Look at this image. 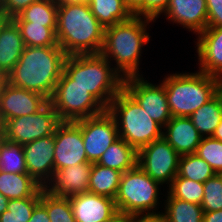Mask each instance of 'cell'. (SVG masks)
<instances>
[{"mask_svg":"<svg viewBox=\"0 0 222 222\" xmlns=\"http://www.w3.org/2000/svg\"><path fill=\"white\" fill-rule=\"evenodd\" d=\"M128 222H168L163 212L128 216Z\"/></svg>","mask_w":222,"mask_h":222,"instance_id":"ab89813d","label":"cell"},{"mask_svg":"<svg viewBox=\"0 0 222 222\" xmlns=\"http://www.w3.org/2000/svg\"><path fill=\"white\" fill-rule=\"evenodd\" d=\"M160 185L138 164L133 169L122 173L114 199L118 212L127 216L159 213L154 211L159 204Z\"/></svg>","mask_w":222,"mask_h":222,"instance_id":"52a82bcc","label":"cell"},{"mask_svg":"<svg viewBox=\"0 0 222 222\" xmlns=\"http://www.w3.org/2000/svg\"><path fill=\"white\" fill-rule=\"evenodd\" d=\"M41 187L28 173L0 171V193L8 199L32 197Z\"/></svg>","mask_w":222,"mask_h":222,"instance_id":"cb8c5ba5","label":"cell"},{"mask_svg":"<svg viewBox=\"0 0 222 222\" xmlns=\"http://www.w3.org/2000/svg\"><path fill=\"white\" fill-rule=\"evenodd\" d=\"M0 171L25 174L27 172L25 153L22 144L0 141Z\"/></svg>","mask_w":222,"mask_h":222,"instance_id":"f546056e","label":"cell"},{"mask_svg":"<svg viewBox=\"0 0 222 222\" xmlns=\"http://www.w3.org/2000/svg\"><path fill=\"white\" fill-rule=\"evenodd\" d=\"M7 76L0 72V95L3 90L4 85L7 83Z\"/></svg>","mask_w":222,"mask_h":222,"instance_id":"c3c4849f","label":"cell"},{"mask_svg":"<svg viewBox=\"0 0 222 222\" xmlns=\"http://www.w3.org/2000/svg\"><path fill=\"white\" fill-rule=\"evenodd\" d=\"M180 155L164 139L154 140L138 151L137 164L161 185H171L177 176Z\"/></svg>","mask_w":222,"mask_h":222,"instance_id":"30bf717a","label":"cell"},{"mask_svg":"<svg viewBox=\"0 0 222 222\" xmlns=\"http://www.w3.org/2000/svg\"><path fill=\"white\" fill-rule=\"evenodd\" d=\"M1 7H2V0H0V12H1Z\"/></svg>","mask_w":222,"mask_h":222,"instance_id":"f907efd6","label":"cell"},{"mask_svg":"<svg viewBox=\"0 0 222 222\" xmlns=\"http://www.w3.org/2000/svg\"><path fill=\"white\" fill-rule=\"evenodd\" d=\"M55 170L89 162L83 145L82 131L73 121H61L54 132Z\"/></svg>","mask_w":222,"mask_h":222,"instance_id":"4fadbf2b","label":"cell"},{"mask_svg":"<svg viewBox=\"0 0 222 222\" xmlns=\"http://www.w3.org/2000/svg\"><path fill=\"white\" fill-rule=\"evenodd\" d=\"M28 222H50L46 208L40 202L35 206Z\"/></svg>","mask_w":222,"mask_h":222,"instance_id":"60d3db41","label":"cell"},{"mask_svg":"<svg viewBox=\"0 0 222 222\" xmlns=\"http://www.w3.org/2000/svg\"><path fill=\"white\" fill-rule=\"evenodd\" d=\"M204 196L201 207L203 212L218 211L222 209V180L215 174L203 183Z\"/></svg>","mask_w":222,"mask_h":222,"instance_id":"d590c367","label":"cell"},{"mask_svg":"<svg viewBox=\"0 0 222 222\" xmlns=\"http://www.w3.org/2000/svg\"><path fill=\"white\" fill-rule=\"evenodd\" d=\"M123 88L162 127L172 118L162 83L154 85L142 76L128 77L124 79Z\"/></svg>","mask_w":222,"mask_h":222,"instance_id":"7c38bea8","label":"cell"},{"mask_svg":"<svg viewBox=\"0 0 222 222\" xmlns=\"http://www.w3.org/2000/svg\"><path fill=\"white\" fill-rule=\"evenodd\" d=\"M49 103L61 121H78L102 114L107 109L87 90L72 84V79L63 71Z\"/></svg>","mask_w":222,"mask_h":222,"instance_id":"ba28073f","label":"cell"},{"mask_svg":"<svg viewBox=\"0 0 222 222\" xmlns=\"http://www.w3.org/2000/svg\"><path fill=\"white\" fill-rule=\"evenodd\" d=\"M43 189L41 187L32 197L9 199L7 210L0 215V222H28L40 202Z\"/></svg>","mask_w":222,"mask_h":222,"instance_id":"1f68e13d","label":"cell"},{"mask_svg":"<svg viewBox=\"0 0 222 222\" xmlns=\"http://www.w3.org/2000/svg\"><path fill=\"white\" fill-rule=\"evenodd\" d=\"M162 84L172 117H189L222 89V80L201 71L170 74Z\"/></svg>","mask_w":222,"mask_h":222,"instance_id":"5b68a950","label":"cell"},{"mask_svg":"<svg viewBox=\"0 0 222 222\" xmlns=\"http://www.w3.org/2000/svg\"><path fill=\"white\" fill-rule=\"evenodd\" d=\"M126 6L130 9V11L134 14L144 3L145 0H124Z\"/></svg>","mask_w":222,"mask_h":222,"instance_id":"7bdbcfd3","label":"cell"},{"mask_svg":"<svg viewBox=\"0 0 222 222\" xmlns=\"http://www.w3.org/2000/svg\"><path fill=\"white\" fill-rule=\"evenodd\" d=\"M57 4H66V3H84L89 0H55Z\"/></svg>","mask_w":222,"mask_h":222,"instance_id":"7dc6e473","label":"cell"},{"mask_svg":"<svg viewBox=\"0 0 222 222\" xmlns=\"http://www.w3.org/2000/svg\"><path fill=\"white\" fill-rule=\"evenodd\" d=\"M196 154L204 159L216 174L222 172V141L210 137H202Z\"/></svg>","mask_w":222,"mask_h":222,"instance_id":"e575fe53","label":"cell"},{"mask_svg":"<svg viewBox=\"0 0 222 222\" xmlns=\"http://www.w3.org/2000/svg\"><path fill=\"white\" fill-rule=\"evenodd\" d=\"M167 19L179 23L196 35L207 28L206 0H169Z\"/></svg>","mask_w":222,"mask_h":222,"instance_id":"d6986e66","label":"cell"},{"mask_svg":"<svg viewBox=\"0 0 222 222\" xmlns=\"http://www.w3.org/2000/svg\"><path fill=\"white\" fill-rule=\"evenodd\" d=\"M104 32L88 2L58 4L56 38L67 56L100 54Z\"/></svg>","mask_w":222,"mask_h":222,"instance_id":"6da1fadb","label":"cell"},{"mask_svg":"<svg viewBox=\"0 0 222 222\" xmlns=\"http://www.w3.org/2000/svg\"><path fill=\"white\" fill-rule=\"evenodd\" d=\"M197 37L199 71L222 80V27L206 28Z\"/></svg>","mask_w":222,"mask_h":222,"instance_id":"ac0fdd59","label":"cell"},{"mask_svg":"<svg viewBox=\"0 0 222 222\" xmlns=\"http://www.w3.org/2000/svg\"><path fill=\"white\" fill-rule=\"evenodd\" d=\"M215 174L212 167L196 153L180 156L177 176L204 183Z\"/></svg>","mask_w":222,"mask_h":222,"instance_id":"4dcf8cb0","label":"cell"},{"mask_svg":"<svg viewBox=\"0 0 222 222\" xmlns=\"http://www.w3.org/2000/svg\"><path fill=\"white\" fill-rule=\"evenodd\" d=\"M164 139L181 155L195 154L202 136L190 117H172L163 127ZM167 130V131H166Z\"/></svg>","mask_w":222,"mask_h":222,"instance_id":"ffe728a7","label":"cell"},{"mask_svg":"<svg viewBox=\"0 0 222 222\" xmlns=\"http://www.w3.org/2000/svg\"><path fill=\"white\" fill-rule=\"evenodd\" d=\"M48 102L42 94L12 86L7 82L0 95V114L5 123L19 116L37 113Z\"/></svg>","mask_w":222,"mask_h":222,"instance_id":"5bb4252c","label":"cell"},{"mask_svg":"<svg viewBox=\"0 0 222 222\" xmlns=\"http://www.w3.org/2000/svg\"><path fill=\"white\" fill-rule=\"evenodd\" d=\"M203 222H222V209L218 211L204 212Z\"/></svg>","mask_w":222,"mask_h":222,"instance_id":"b9f144b4","label":"cell"},{"mask_svg":"<svg viewBox=\"0 0 222 222\" xmlns=\"http://www.w3.org/2000/svg\"><path fill=\"white\" fill-rule=\"evenodd\" d=\"M9 199L0 193V215L7 210Z\"/></svg>","mask_w":222,"mask_h":222,"instance_id":"f6af8a7d","label":"cell"},{"mask_svg":"<svg viewBox=\"0 0 222 222\" xmlns=\"http://www.w3.org/2000/svg\"><path fill=\"white\" fill-rule=\"evenodd\" d=\"M105 222H128V216L118 212L115 216Z\"/></svg>","mask_w":222,"mask_h":222,"instance_id":"ee69618b","label":"cell"},{"mask_svg":"<svg viewBox=\"0 0 222 222\" xmlns=\"http://www.w3.org/2000/svg\"><path fill=\"white\" fill-rule=\"evenodd\" d=\"M75 122L81 128L83 145L91 163H97L108 147L119 138L117 123L108 110Z\"/></svg>","mask_w":222,"mask_h":222,"instance_id":"8fae6325","label":"cell"},{"mask_svg":"<svg viewBox=\"0 0 222 222\" xmlns=\"http://www.w3.org/2000/svg\"><path fill=\"white\" fill-rule=\"evenodd\" d=\"M64 72L72 79V84L85 88L106 109L123 89V77L101 54L67 56Z\"/></svg>","mask_w":222,"mask_h":222,"instance_id":"277c9868","label":"cell"},{"mask_svg":"<svg viewBox=\"0 0 222 222\" xmlns=\"http://www.w3.org/2000/svg\"><path fill=\"white\" fill-rule=\"evenodd\" d=\"M60 122L57 112L48 102L37 113L7 120L4 125V139L23 145L39 138L54 135Z\"/></svg>","mask_w":222,"mask_h":222,"instance_id":"9c48e42d","label":"cell"},{"mask_svg":"<svg viewBox=\"0 0 222 222\" xmlns=\"http://www.w3.org/2000/svg\"><path fill=\"white\" fill-rule=\"evenodd\" d=\"M168 192L174 198L201 205L204 196V187L203 183L175 176L169 186Z\"/></svg>","mask_w":222,"mask_h":222,"instance_id":"836d02e7","label":"cell"},{"mask_svg":"<svg viewBox=\"0 0 222 222\" xmlns=\"http://www.w3.org/2000/svg\"><path fill=\"white\" fill-rule=\"evenodd\" d=\"M57 9L58 4L55 0H40L29 5L12 20L14 22H32V24L50 27L56 33Z\"/></svg>","mask_w":222,"mask_h":222,"instance_id":"4316f807","label":"cell"},{"mask_svg":"<svg viewBox=\"0 0 222 222\" xmlns=\"http://www.w3.org/2000/svg\"><path fill=\"white\" fill-rule=\"evenodd\" d=\"M20 29L25 47H60L56 33L50 27L32 24V22H15Z\"/></svg>","mask_w":222,"mask_h":222,"instance_id":"f1b7e54d","label":"cell"},{"mask_svg":"<svg viewBox=\"0 0 222 222\" xmlns=\"http://www.w3.org/2000/svg\"><path fill=\"white\" fill-rule=\"evenodd\" d=\"M54 135L23 144L28 174L44 187L51 179L54 165Z\"/></svg>","mask_w":222,"mask_h":222,"instance_id":"9a60e30c","label":"cell"},{"mask_svg":"<svg viewBox=\"0 0 222 222\" xmlns=\"http://www.w3.org/2000/svg\"><path fill=\"white\" fill-rule=\"evenodd\" d=\"M92 14L104 28L128 21L134 16L124 0H89Z\"/></svg>","mask_w":222,"mask_h":222,"instance_id":"d4e9b609","label":"cell"},{"mask_svg":"<svg viewBox=\"0 0 222 222\" xmlns=\"http://www.w3.org/2000/svg\"><path fill=\"white\" fill-rule=\"evenodd\" d=\"M40 203L46 208L50 222H76L69 197L51 195L43 189Z\"/></svg>","mask_w":222,"mask_h":222,"instance_id":"d6a6232c","label":"cell"},{"mask_svg":"<svg viewBox=\"0 0 222 222\" xmlns=\"http://www.w3.org/2000/svg\"><path fill=\"white\" fill-rule=\"evenodd\" d=\"M212 137L218 139L219 141H222V119L220 124L216 127Z\"/></svg>","mask_w":222,"mask_h":222,"instance_id":"bcb514c9","label":"cell"},{"mask_svg":"<svg viewBox=\"0 0 222 222\" xmlns=\"http://www.w3.org/2000/svg\"><path fill=\"white\" fill-rule=\"evenodd\" d=\"M164 215L168 222H203L201 205L174 198L167 191Z\"/></svg>","mask_w":222,"mask_h":222,"instance_id":"83f0119b","label":"cell"},{"mask_svg":"<svg viewBox=\"0 0 222 222\" xmlns=\"http://www.w3.org/2000/svg\"><path fill=\"white\" fill-rule=\"evenodd\" d=\"M122 172L92 163L88 192L115 199Z\"/></svg>","mask_w":222,"mask_h":222,"instance_id":"484cf974","label":"cell"},{"mask_svg":"<svg viewBox=\"0 0 222 222\" xmlns=\"http://www.w3.org/2000/svg\"><path fill=\"white\" fill-rule=\"evenodd\" d=\"M153 20L133 16L128 21L105 28L104 41L100 54L109 62L115 60L114 69L126 79L138 77L142 47L150 40L147 25ZM110 58V59H109Z\"/></svg>","mask_w":222,"mask_h":222,"instance_id":"3957f363","label":"cell"},{"mask_svg":"<svg viewBox=\"0 0 222 222\" xmlns=\"http://www.w3.org/2000/svg\"><path fill=\"white\" fill-rule=\"evenodd\" d=\"M207 28L222 27V0H206Z\"/></svg>","mask_w":222,"mask_h":222,"instance_id":"f35d334b","label":"cell"},{"mask_svg":"<svg viewBox=\"0 0 222 222\" xmlns=\"http://www.w3.org/2000/svg\"><path fill=\"white\" fill-rule=\"evenodd\" d=\"M76 222H105L118 213L115 200L84 192L69 197Z\"/></svg>","mask_w":222,"mask_h":222,"instance_id":"e0dca14e","label":"cell"},{"mask_svg":"<svg viewBox=\"0 0 222 222\" xmlns=\"http://www.w3.org/2000/svg\"><path fill=\"white\" fill-rule=\"evenodd\" d=\"M107 110L115 118L119 137L137 152L163 137V127L124 88L114 97Z\"/></svg>","mask_w":222,"mask_h":222,"instance_id":"8992f818","label":"cell"},{"mask_svg":"<svg viewBox=\"0 0 222 222\" xmlns=\"http://www.w3.org/2000/svg\"><path fill=\"white\" fill-rule=\"evenodd\" d=\"M20 29L12 19L0 18V72L8 76L23 54Z\"/></svg>","mask_w":222,"mask_h":222,"instance_id":"44dd1931","label":"cell"},{"mask_svg":"<svg viewBox=\"0 0 222 222\" xmlns=\"http://www.w3.org/2000/svg\"><path fill=\"white\" fill-rule=\"evenodd\" d=\"M40 0H2L0 18L13 19L32 3Z\"/></svg>","mask_w":222,"mask_h":222,"instance_id":"74e56055","label":"cell"},{"mask_svg":"<svg viewBox=\"0 0 222 222\" xmlns=\"http://www.w3.org/2000/svg\"><path fill=\"white\" fill-rule=\"evenodd\" d=\"M137 157L138 152L119 137L102 154L97 163L124 173L137 165Z\"/></svg>","mask_w":222,"mask_h":222,"instance_id":"7402d4cb","label":"cell"},{"mask_svg":"<svg viewBox=\"0 0 222 222\" xmlns=\"http://www.w3.org/2000/svg\"><path fill=\"white\" fill-rule=\"evenodd\" d=\"M4 120L0 114V137H4Z\"/></svg>","mask_w":222,"mask_h":222,"instance_id":"681fc988","label":"cell"},{"mask_svg":"<svg viewBox=\"0 0 222 222\" xmlns=\"http://www.w3.org/2000/svg\"><path fill=\"white\" fill-rule=\"evenodd\" d=\"M91 169L92 163L86 162L54 170L51 179L43 188L51 195L64 197L88 192Z\"/></svg>","mask_w":222,"mask_h":222,"instance_id":"2e32d148","label":"cell"},{"mask_svg":"<svg viewBox=\"0 0 222 222\" xmlns=\"http://www.w3.org/2000/svg\"><path fill=\"white\" fill-rule=\"evenodd\" d=\"M66 57L61 47H25L7 81L49 100L64 71Z\"/></svg>","mask_w":222,"mask_h":222,"instance_id":"7a4b0ae2","label":"cell"},{"mask_svg":"<svg viewBox=\"0 0 222 222\" xmlns=\"http://www.w3.org/2000/svg\"><path fill=\"white\" fill-rule=\"evenodd\" d=\"M189 117L202 137L212 136L222 119V89Z\"/></svg>","mask_w":222,"mask_h":222,"instance_id":"603a6c76","label":"cell"},{"mask_svg":"<svg viewBox=\"0 0 222 222\" xmlns=\"http://www.w3.org/2000/svg\"><path fill=\"white\" fill-rule=\"evenodd\" d=\"M169 0H145V3L134 13V16H140L154 20L165 12Z\"/></svg>","mask_w":222,"mask_h":222,"instance_id":"8d00e7d4","label":"cell"}]
</instances>
